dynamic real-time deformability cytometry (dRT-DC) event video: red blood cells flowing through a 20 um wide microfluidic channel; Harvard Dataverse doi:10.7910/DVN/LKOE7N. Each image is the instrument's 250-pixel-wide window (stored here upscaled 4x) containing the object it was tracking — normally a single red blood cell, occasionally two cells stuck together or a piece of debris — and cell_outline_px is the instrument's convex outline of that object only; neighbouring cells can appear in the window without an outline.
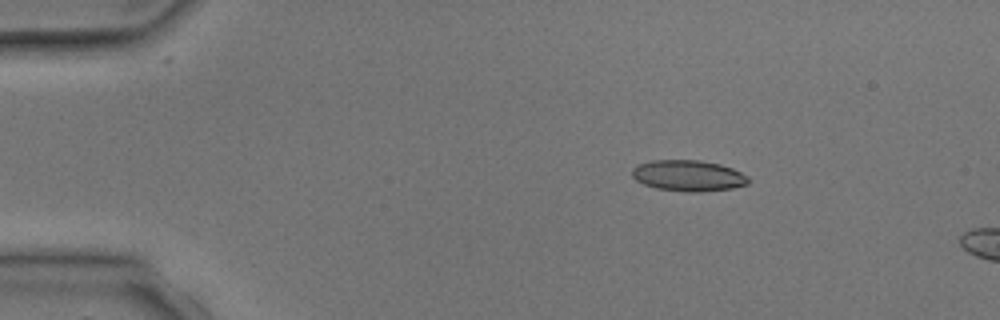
{"species": "common noctule bat (a hibernating species)", "species_latin": "Nyctalus noctula", "temperature_condition": "room temperature", "stored_images_in_passage": 2, "camera_frame_rate_fps": 3000, "um_per_image_px": 0.085, "animal": {"sex": "male", "body_mass_g": 17.9, "forearm_length_mm": 54.2}, "frame": {"image": 1, "passage_image": 1, "time_ms": 0.0, "image_size_px": [1000, 320], "cell_outline_px": [[748, 184], [732, 188], [696, 192], [684, 192], [656, 188], [644, 184], [636, 180], [632, 176], [632, 168], [636, 164], [652, 160], [700, 160], [720, 164], [732, 168], [748, 176]], "centroid_in_image_um": [58.48, 14.92], "position_along_channel_um": 26.5, "area_um2": 21.1}}